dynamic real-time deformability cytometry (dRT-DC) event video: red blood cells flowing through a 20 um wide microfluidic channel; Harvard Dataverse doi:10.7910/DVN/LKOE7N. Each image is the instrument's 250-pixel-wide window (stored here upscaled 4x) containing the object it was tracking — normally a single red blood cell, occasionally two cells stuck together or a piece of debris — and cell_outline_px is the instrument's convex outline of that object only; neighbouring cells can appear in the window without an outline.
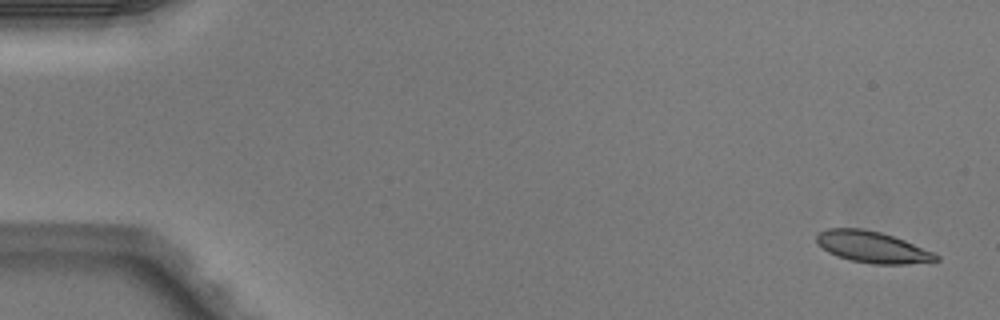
{"species": "Egyptian fruit bat (a non-hibernating species)", "species_latin": "Rousettus aegyptiacus", "temperature_condition": "warm", "stored_images_in_passage": 4, "camera_frame_rate_fps": 3000, "um_per_image_px": 0.085, "animal": {"sex": "male"}, "frame": {"image": 1, "passage_image": 1, "time_ms": 0.0, "image_size_px": [1000, 320], "cell_outline_px": [[940, 260], [904, 264], [872, 264], [848, 260], [836, 256], [828, 252], [816, 244], [816, 236], [820, 232], [828, 228], [864, 228], [880, 232], [904, 240], [932, 252], [940, 256]], "centroid_in_image_um": [74.1, 21.0], "position_along_channel_um": 10.9, "area_um2": 21.85}}